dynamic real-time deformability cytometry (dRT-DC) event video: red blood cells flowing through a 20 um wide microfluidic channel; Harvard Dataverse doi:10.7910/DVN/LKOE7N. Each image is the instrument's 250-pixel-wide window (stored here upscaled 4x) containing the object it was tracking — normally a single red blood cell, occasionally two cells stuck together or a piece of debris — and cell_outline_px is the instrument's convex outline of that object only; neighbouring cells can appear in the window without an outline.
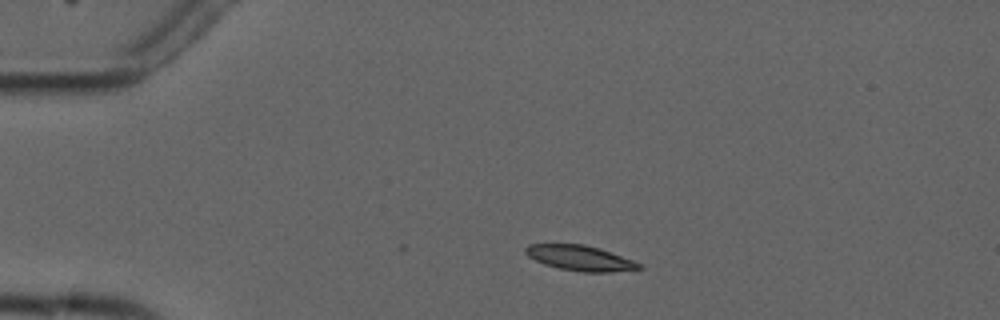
{"species": "common noctule bat (a hibernating species)", "species_latin": "Nyctalus noctula", "temperature_condition": "cold", "stored_images_in_passage": 4, "camera_frame_rate_fps": 3000, "um_per_image_px": 0.085, "animal": {"sex": "male", "forearm_length_mm": 52.5}, "frame": {"image": 1, "passage_image": 1, "time_ms": 0.0, "image_size_px": [1000, 320], "cell_outline_px": [[644, 268], [612, 272], [580, 272], [560, 268], [544, 264], [528, 256], [524, 252], [524, 248], [528, 244], [584, 244], [600, 248], [636, 260], [644, 264]], "centroid_in_image_um": [49.38, 21.93], "position_along_channel_um": 35.6, "area_um2": 16.99}}
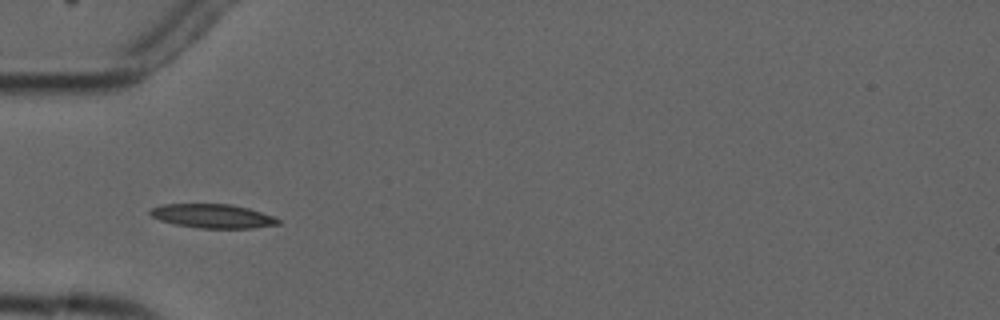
{"frame": {"image": 2, "passage_image": 3, "time_ms": 2.0, "image_size_px": [1000, 320], "cell_outline_px": [[280, 224], [252, 228], [200, 228], [176, 224], [160, 220], [152, 216], [148, 212], [152, 208], [160, 204], [232, 204], [248, 208], [276, 216], [280, 220]], "centroid_in_image_um": [18.11, 18.36], "position_along_channel_um": 66.9, "area_um2": 17.92}}